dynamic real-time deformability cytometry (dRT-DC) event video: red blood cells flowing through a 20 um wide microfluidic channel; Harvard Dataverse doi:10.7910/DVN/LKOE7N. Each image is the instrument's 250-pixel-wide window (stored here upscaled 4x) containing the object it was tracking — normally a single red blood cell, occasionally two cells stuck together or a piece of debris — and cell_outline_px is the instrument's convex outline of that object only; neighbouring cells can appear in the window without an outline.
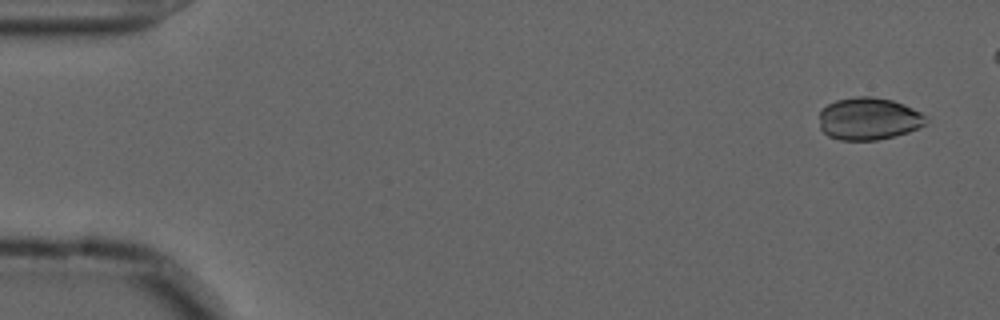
{"species": "common noctule bat (a hibernating species)", "species_latin": "Nyctalus noctula", "temperature_condition": "cold", "stored_images_in_passage": 14, "camera_frame_rate_fps": 3000, "um_per_image_px": 0.085, "animal": {"sex": "male", "forearm_length_mm": 52.5}, "frame": {"image": 1, "passage_image": 3, "time_ms": 0.667, "image_size_px": [1000, 320], "cell_outline_px": [[928, 120], [924, 124], [908, 132], [876, 140], [840, 140], [828, 136], [820, 128], [820, 112], [828, 104], [836, 100], [856, 96], [872, 96], [892, 100], [904, 104], [920, 112]], "centroid_in_image_um": [73.81, 10.08], "position_along_channel_um": 11.2, "area_um2": 26.18}}